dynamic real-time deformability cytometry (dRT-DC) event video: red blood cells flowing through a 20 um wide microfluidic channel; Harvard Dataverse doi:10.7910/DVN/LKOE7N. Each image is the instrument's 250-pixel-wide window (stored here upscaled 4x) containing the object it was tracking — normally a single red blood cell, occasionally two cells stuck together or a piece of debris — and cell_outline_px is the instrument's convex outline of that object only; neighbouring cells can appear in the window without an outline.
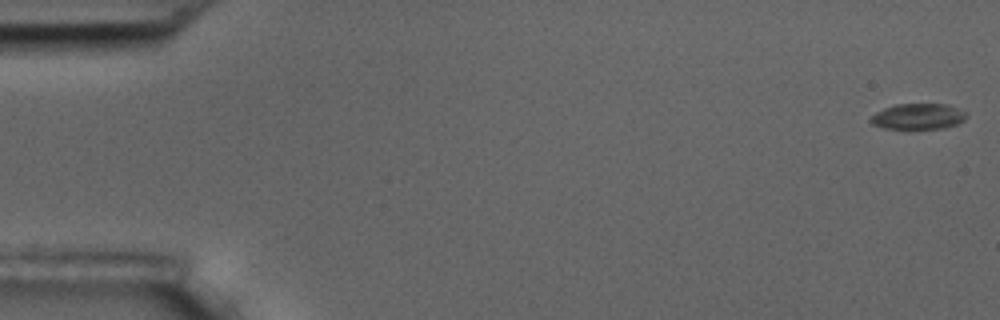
{"species": "common noctule bat (a hibernating species)", "species_latin": "Nyctalus noctula", "temperature_condition": "room temperature", "stored_images_in_passage": 4, "camera_frame_rate_fps": 3000, "um_per_image_px": 0.085, "animal": {"sex": "male", "body_mass_g": 17.5, "forearm_length_mm": 52.3}, "frame": {"image": 1, "passage_image": 1, "time_ms": 0.0, "image_size_px": [1000, 320], "cell_outline_px": [[968, 116], [964, 120], [956, 124], [944, 128], [912, 132], [904, 132], [884, 128], [872, 124], [868, 120], [876, 112], [884, 108], [896, 104], [948, 104], [968, 112]], "centroid_in_image_um": [78.03, 9.96], "position_along_channel_um": 7.0, "area_um2": 15.37}}